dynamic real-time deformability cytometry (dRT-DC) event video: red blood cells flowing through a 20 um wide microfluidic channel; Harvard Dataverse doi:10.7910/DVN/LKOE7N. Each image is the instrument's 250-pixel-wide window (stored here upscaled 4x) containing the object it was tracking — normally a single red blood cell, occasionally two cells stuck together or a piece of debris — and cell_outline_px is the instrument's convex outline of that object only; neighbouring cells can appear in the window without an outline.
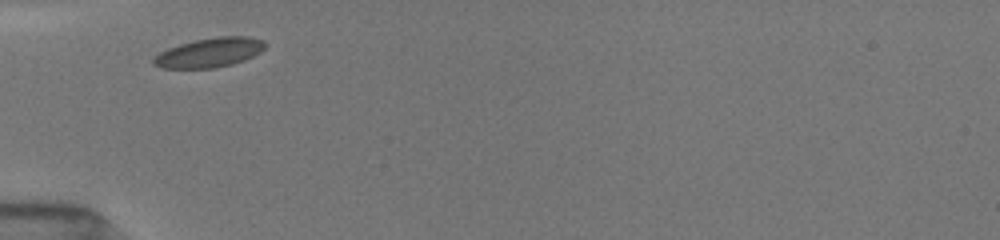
{"species": "common noctule bat (a hibernating species)", "species_latin": "Nyctalus noctula", "temperature_condition": "room temperature", "stored_images_in_passage": 5, "camera_frame_rate_fps": 3000, "um_per_image_px": 0.085, "animal": {"sex": "female", "body_mass_g": 19.5, "forearm_length_mm": 54.1}, "frame": {"image": 1, "passage_image": 1, "time_ms": 0.0, "image_size_px": [1000, 240], "cell_outline_px": [[268, 44], [260, 52], [244, 60], [232, 64], [216, 68], [160, 68], [152, 64], [152, 60], [160, 52], [168, 48], [180, 44], [196, 40], [216, 36], [248, 36], [264, 40]], "centroid_in_image_um": [17.82, 4.47], "position_along_channel_um": 67.2, "area_um2": 19.19}}
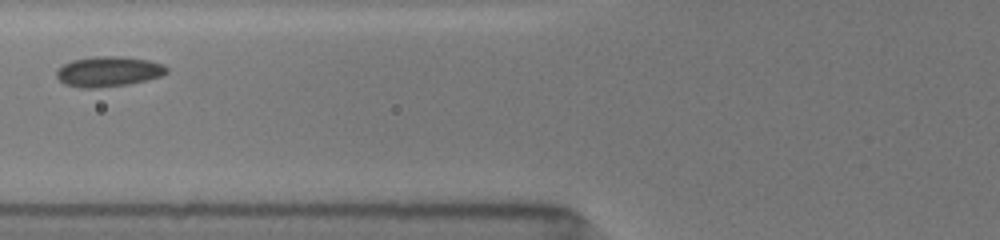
{"frame": {"image": 2, "passage_image": 3, "time_ms": 1.333, "image_size_px": [1000, 240], "cell_outline_px": [[168, 72], [164, 76], [148, 80], [128, 84], [96, 88], [80, 88], [64, 84], [56, 76], [56, 72], [64, 64], [72, 60], [96, 56], [116, 56], [148, 60], [164, 64], [168, 68]], "centroid_in_image_um": [9.25, 6.09], "position_along_channel_um": 116.5, "area_um2": 19.48}}
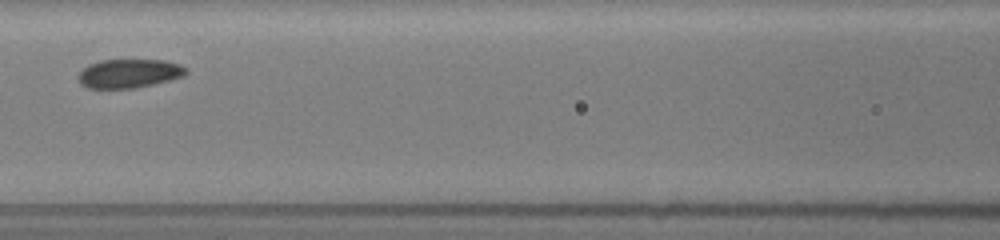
{"frame": {"image": 3, "passage_image": 4, "time_ms": 2.333, "image_size_px": [1000, 240], "cell_outline_px": [[188, 72], [184, 76], [136, 88], [88, 88], [80, 84], [76, 76], [88, 64], [100, 60], [164, 60], [180, 64]], "centroid_in_image_um": [10.93, 6.24], "position_along_channel_um": 155.7, "area_um2": 18.09}}